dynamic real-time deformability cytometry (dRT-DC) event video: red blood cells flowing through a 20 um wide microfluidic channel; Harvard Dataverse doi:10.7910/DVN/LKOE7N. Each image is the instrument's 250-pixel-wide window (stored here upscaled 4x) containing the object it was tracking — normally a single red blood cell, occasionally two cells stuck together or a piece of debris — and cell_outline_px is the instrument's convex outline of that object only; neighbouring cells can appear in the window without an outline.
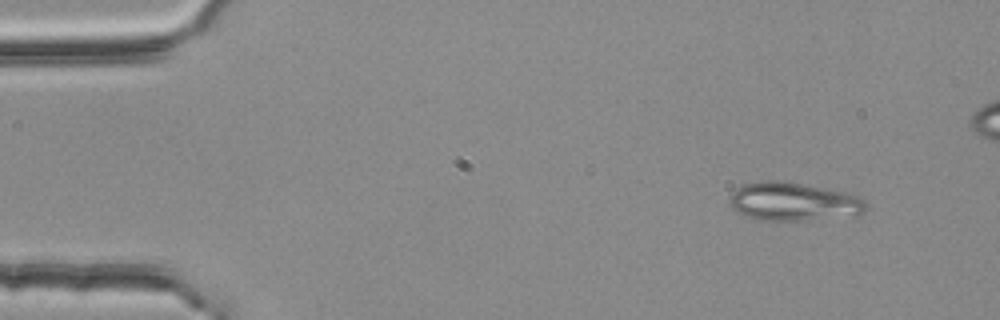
{"species": "common noctule bat (a hibernating species)", "species_latin": "Nyctalus noctula", "temperature_condition": "room temperature", "stored_images_in_passage": 3, "camera_frame_rate_fps": 3000, "um_per_image_px": 0.085, "animal": {"sex": "female", "body_mass_g": 25.1}, "frame": {"image": 1, "passage_image": 1, "time_ms": 0.0, "image_size_px": [1000, 320], "cell_outline_px": [[868, 204], [864, 212], [808, 220], [764, 220], [748, 216], [732, 208], [728, 200], [728, 196], [736, 188], [744, 184], [764, 180], [780, 180], [844, 192], [860, 196]], "centroid_in_image_um": [67.39, 17.11], "position_along_channel_um": 17.6, "area_um2": 30.0}}